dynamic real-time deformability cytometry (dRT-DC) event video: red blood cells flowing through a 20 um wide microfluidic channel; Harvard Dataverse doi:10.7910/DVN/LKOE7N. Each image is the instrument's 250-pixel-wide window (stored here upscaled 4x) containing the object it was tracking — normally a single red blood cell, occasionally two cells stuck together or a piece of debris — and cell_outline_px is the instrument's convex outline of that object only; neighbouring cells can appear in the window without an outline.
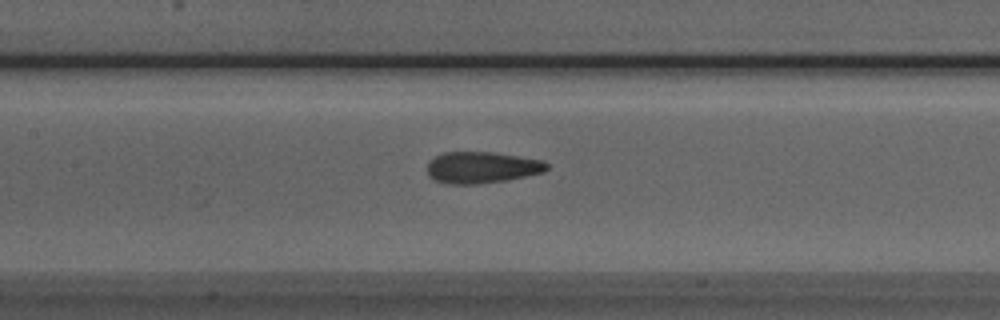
{"species": "Egyptian fruit bat (a non-hibernating species)", "species_latin": "Rousettus aegyptiacus", "temperature_condition": "room temperature", "stored_images_in_passage": 38, "camera_frame_rate_fps": 3000, "um_per_image_px": 0.085, "animal": {"sex": "male"}, "frame": {"image": 1, "passage_image": 11, "time_ms": 3.333, "image_size_px": [1000, 320], "cell_outline_px": [[548, 168], [544, 172], [508, 180], [480, 184], [448, 184], [432, 180], [428, 176], [428, 160], [444, 152], [492, 152], [544, 160], [548, 164]], "centroid_in_image_um": [40.94, 14.24], "position_along_channel_um": 166.5, "area_um2": 22.2}}
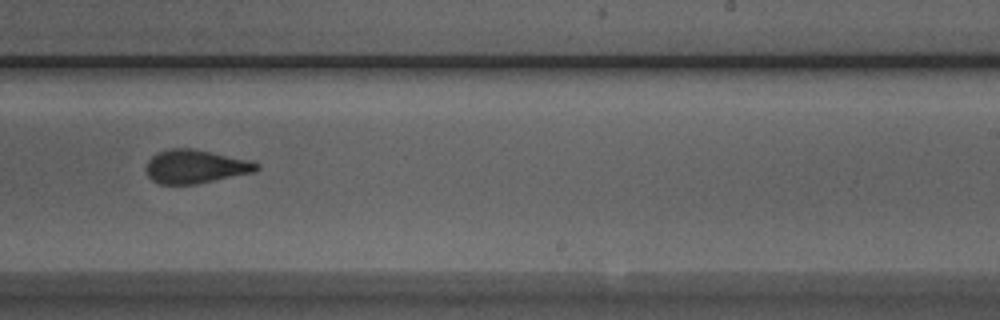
{"frame": {"image": 2, "passage_image": 19, "time_ms": 6.0, "image_size_px": [1000, 320], "cell_outline_px": [[260, 168], [256, 172], [196, 184], [160, 184], [152, 180], [148, 176], [144, 168], [148, 160], [156, 152], [168, 148], [192, 148], [252, 160], [260, 164]], "centroid_in_image_um": [16.62, 14.15], "position_along_channel_um": 272.4, "area_um2": 22.02}}
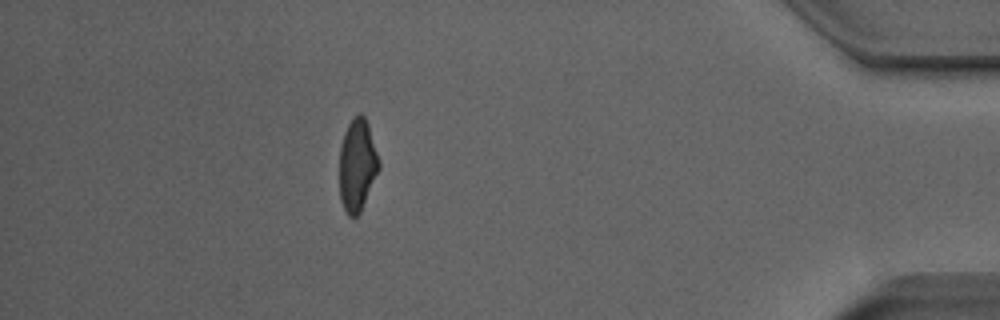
{"frame": {"image": 3, "passage_image": 33, "time_ms": 10.667, "image_size_px": [1000, 320], "cell_outline_px": [[380, 168], [360, 212], [356, 216], [348, 216], [340, 200], [340, 148], [344, 132], [352, 116], [360, 112], [364, 116], [368, 124], [380, 164]], "centroid_in_image_um": [30.36, 14.01], "position_along_channel_um": 404.8, "area_um2": 21.1}}